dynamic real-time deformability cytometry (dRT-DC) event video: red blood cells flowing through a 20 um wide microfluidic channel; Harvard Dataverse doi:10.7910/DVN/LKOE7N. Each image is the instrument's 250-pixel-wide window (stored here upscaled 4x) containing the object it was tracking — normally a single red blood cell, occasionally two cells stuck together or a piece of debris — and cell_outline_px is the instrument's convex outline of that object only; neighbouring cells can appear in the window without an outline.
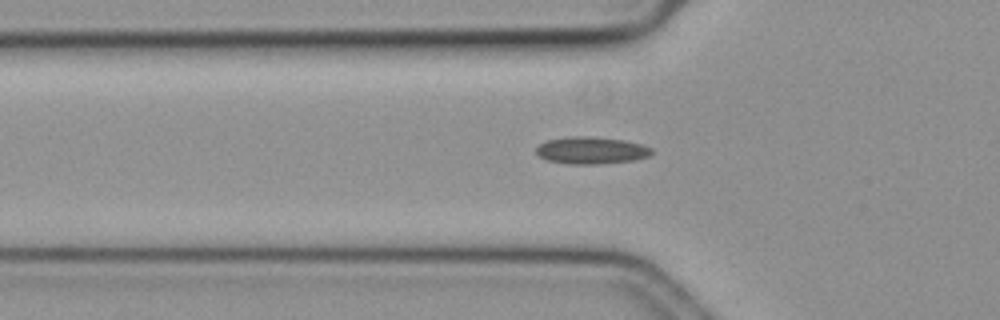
{"species": "common noctule bat (a hibernating species)", "species_latin": "Nyctalus noctula", "temperature_condition": "cold", "stored_images_in_passage": 49, "camera_frame_rate_fps": 3000, "um_per_image_px": 0.085, "animal": {"sex": "female", "body_mass_g": 19.3, "forearm_length_mm": 54.1}, "frame": {"image": 1, "passage_image": 19, "time_ms": 6.0, "image_size_px": [1000, 320], "cell_outline_px": [[652, 152], [648, 156], [632, 160], [600, 164], [568, 164], [548, 160], [540, 156], [536, 152], [536, 148], [540, 144], [548, 140], [572, 136], [588, 136], [624, 140], [640, 144], [652, 148]], "centroid_in_image_um": [50.25, 12.78], "position_along_channel_um": 75.6, "area_um2": 18.03}}
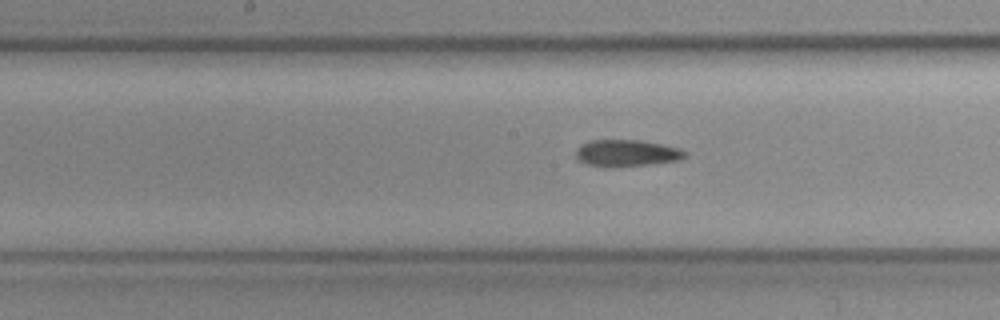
{"frame": {"image": 2, "passage_image": 29, "time_ms": 9.333, "image_size_px": [1000, 320], "cell_outline_px": [[688, 152], [684, 156], [676, 160], [648, 164], [612, 168], [588, 164], [580, 160], [576, 156], [576, 148], [580, 144], [592, 140], [640, 140], [680, 148]], "centroid_in_image_um": [53.23, 13.01], "position_along_channel_um": 195.0, "area_um2": 16.88}}
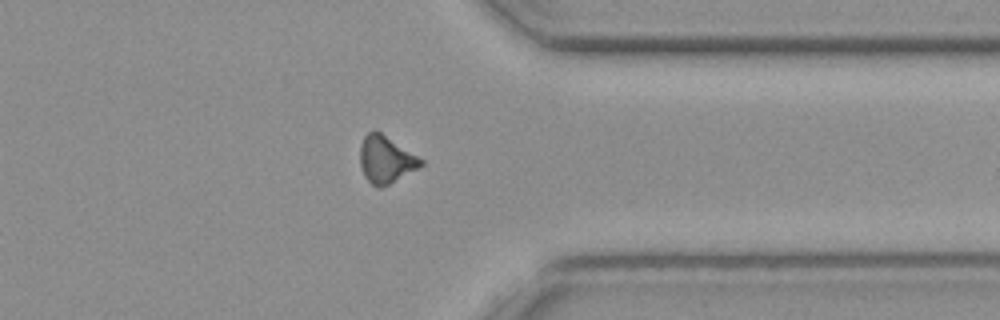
{"frame": {"image": 3, "passage_image": 45, "time_ms": 14.667, "image_size_px": [1000, 320], "cell_outline_px": [[424, 164], [388, 184], [380, 188], [372, 184], [364, 176], [360, 164], [360, 148], [364, 136], [368, 132], [380, 132], [424, 160]], "centroid_in_image_um": [32.78, 13.56], "position_along_channel_um": 378.6, "area_um2": 16.24}}